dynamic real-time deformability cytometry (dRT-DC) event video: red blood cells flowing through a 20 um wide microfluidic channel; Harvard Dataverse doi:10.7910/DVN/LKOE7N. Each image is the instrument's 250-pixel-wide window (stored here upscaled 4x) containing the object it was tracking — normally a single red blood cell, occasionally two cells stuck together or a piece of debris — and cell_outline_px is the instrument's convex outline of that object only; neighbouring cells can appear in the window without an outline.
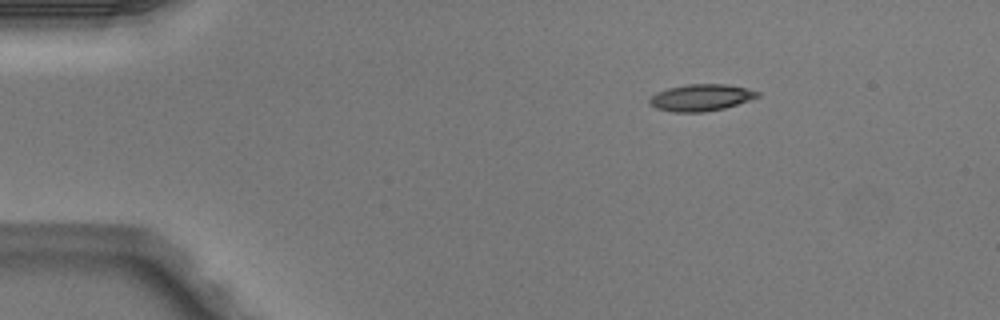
{"species": "Egyptian fruit bat (a non-hibernating species)", "species_latin": "Rousettus aegyptiacus", "temperature_condition": "warm", "stored_images_in_passage": 3, "camera_frame_rate_fps": 3000, "um_per_image_px": 0.085, "animal": {"sex": "male"}, "frame": {"image": 1, "passage_image": 1, "time_ms": 0.0, "image_size_px": [1000, 320], "cell_outline_px": [[760, 96], [724, 108], [704, 112], [672, 112], [656, 108], [648, 104], [648, 100], [656, 92], [668, 88], [688, 84], [728, 84], [748, 88], [760, 92]], "centroid_in_image_um": [59.57, 8.29], "position_along_channel_um": 25.4, "area_um2": 16.88}}